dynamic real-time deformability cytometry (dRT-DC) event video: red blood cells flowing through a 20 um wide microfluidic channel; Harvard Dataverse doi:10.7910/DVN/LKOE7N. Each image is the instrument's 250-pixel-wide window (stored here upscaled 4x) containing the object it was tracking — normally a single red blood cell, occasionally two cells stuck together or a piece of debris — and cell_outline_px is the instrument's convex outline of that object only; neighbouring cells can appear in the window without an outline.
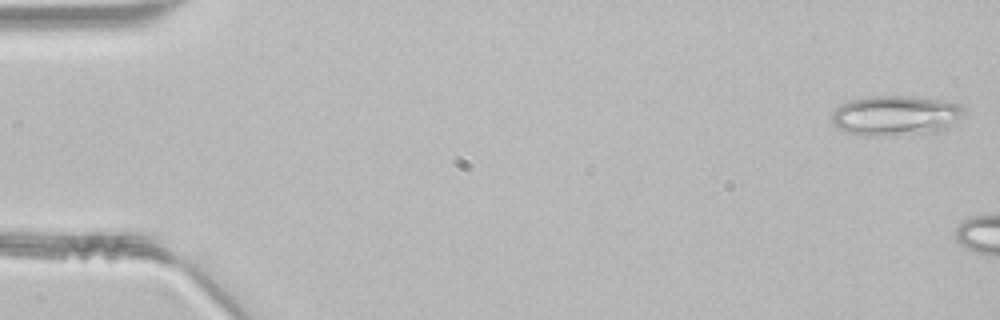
{"species": "common noctule bat (a hibernating species)", "species_latin": "Nyctalus noctula", "temperature_condition": "room temperature", "stored_images_in_passage": 6, "camera_frame_rate_fps": 3000, "um_per_image_px": 0.085, "animal": {"sex": "male", "body_mass_g": 21.5, "forearm_length_mm": 52.0}, "frame": {"image": 1, "passage_image": 1, "time_ms": 0.0, "image_size_px": [1000, 320], "cell_outline_px": [[968, 112], [964, 116], [948, 128], [940, 132], [880, 136], [864, 136], [844, 132], [836, 128], [832, 124], [832, 112], [840, 104], [852, 100], [868, 96], [912, 96], [952, 100], [960, 104]], "centroid_in_image_um": [76.19, 9.82], "position_along_channel_um": 8.8, "area_um2": 31.85}}